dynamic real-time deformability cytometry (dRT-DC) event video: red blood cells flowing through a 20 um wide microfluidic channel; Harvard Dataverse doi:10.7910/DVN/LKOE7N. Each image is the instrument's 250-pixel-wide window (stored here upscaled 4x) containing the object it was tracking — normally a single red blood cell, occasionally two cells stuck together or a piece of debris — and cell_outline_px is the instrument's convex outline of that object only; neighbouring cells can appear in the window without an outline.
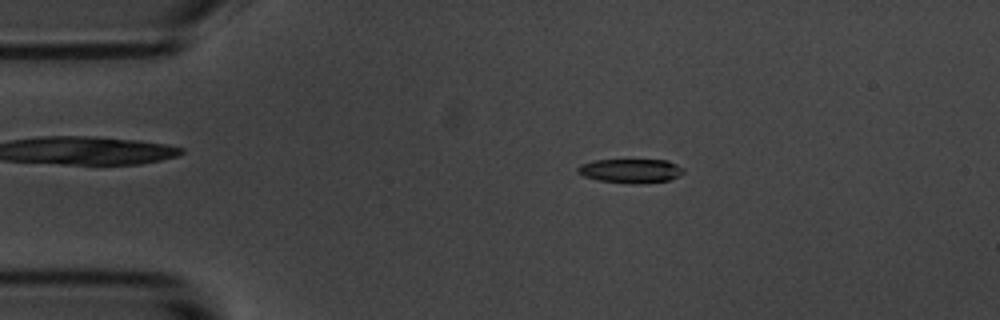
{"species": "common noctule bat (a hibernating species)", "species_latin": "Nyctalus noctula", "temperature_condition": "room temperature", "stored_images_in_passage": 9, "camera_frame_rate_fps": 3000, "um_per_image_px": 0.085, "animal": {"sex": "male", "body_mass_g": 20.1, "forearm_length_mm": 53.5}, "frame": {"image": 1, "passage_image": 1, "time_ms": 0.0, "image_size_px": [1000, 320], "cell_outline_px": [[684, 172], [668, 180], [600, 180], [584, 176], [576, 172], [576, 168], [580, 164], [596, 160], [668, 160], [684, 168]], "centroid_in_image_um": [53.56, 14.44], "position_along_channel_um": 31.4, "area_um2": 13.7}}
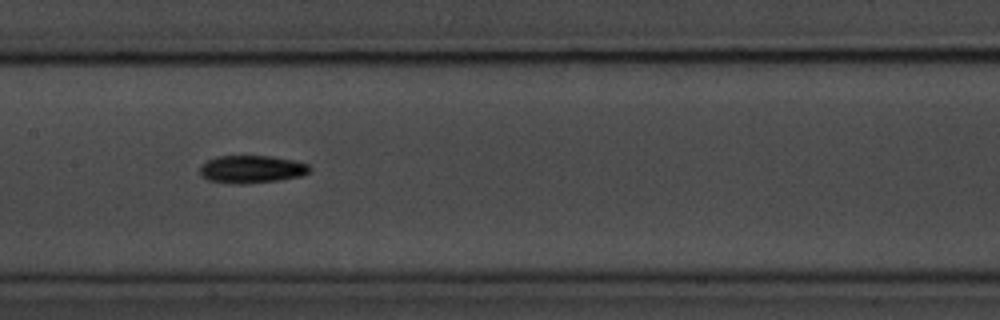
{"frame": {"image": 2, "passage_image": 6, "time_ms": 5.667, "image_size_px": [1000, 320], "cell_outline_px": [[312, 168], [304, 176], [280, 180], [244, 184], [236, 184], [208, 180], [200, 172], [200, 168], [208, 160], [216, 156], [272, 156], [292, 160], [308, 164]], "centroid_in_image_um": [21.44, 14.39], "position_along_channel_um": 186.0, "area_um2": 17.69}}
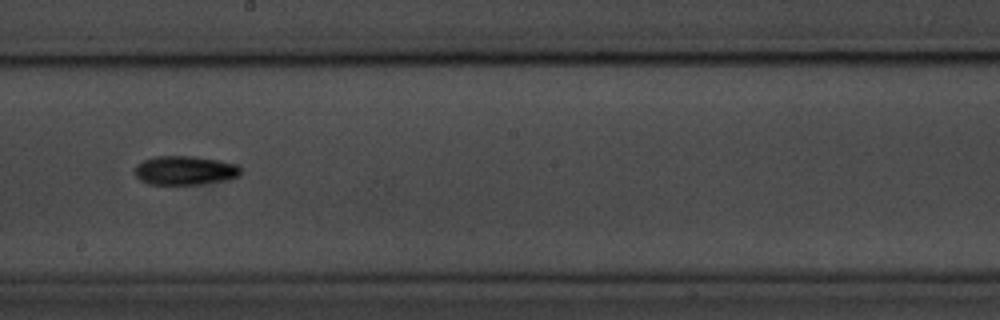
{"frame": {"image": 3, "passage_image": 7, "time_ms": 7.0, "image_size_px": [1000, 320], "cell_outline_px": [[240, 176], [220, 180], [196, 184], [148, 184], [140, 180], [136, 176], [136, 164], [152, 156], [192, 156], [216, 160], [236, 164], [240, 168]], "centroid_in_image_um": [15.66, 14.47], "position_along_channel_um": 232.5, "area_um2": 17.57}}